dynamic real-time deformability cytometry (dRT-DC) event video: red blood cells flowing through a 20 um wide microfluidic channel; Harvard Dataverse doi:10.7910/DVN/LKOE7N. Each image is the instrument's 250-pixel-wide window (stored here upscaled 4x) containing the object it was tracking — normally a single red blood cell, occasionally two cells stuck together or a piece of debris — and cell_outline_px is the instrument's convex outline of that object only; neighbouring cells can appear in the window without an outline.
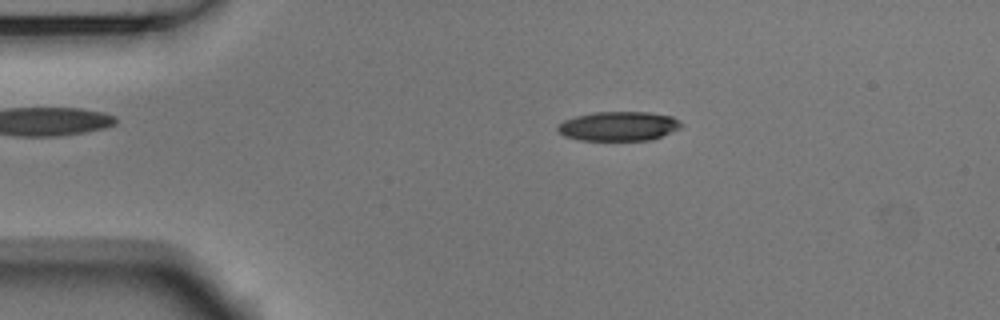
{"species": "Egyptian fruit bat (a non-hibernating species)", "species_latin": "Rousettus aegyptiacus", "temperature_condition": "room temperature", "stored_images_in_passage": 53, "camera_frame_rate_fps": 3000, "um_per_image_px": 0.085, "animal": {"sex": "male"}, "frame": {"image": 1, "passage_image": 10, "time_ms": 3.0, "image_size_px": [1000, 320], "cell_outline_px": [[684, 124], [680, 128], [652, 140], [580, 140], [564, 136], [556, 128], [564, 120], [576, 116], [592, 112], [648, 112], [672, 116], [680, 120]], "centroid_in_image_um": [52.61, 10.72], "position_along_channel_um": 32.4, "area_um2": 21.15}}
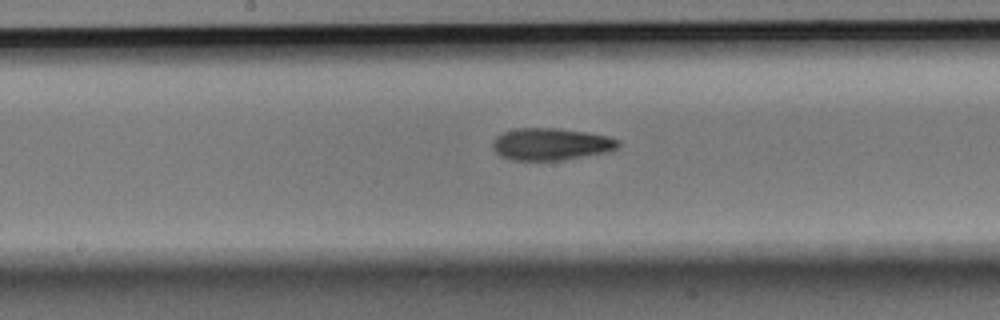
{"frame": {"image": 2, "passage_image": 27, "time_ms": 8.667, "image_size_px": [1000, 320], "cell_outline_px": [[620, 144], [612, 152], [564, 160], [512, 160], [500, 156], [492, 148], [492, 144], [496, 136], [504, 132], [516, 128], [556, 128], [584, 132], [608, 136], [620, 140]], "centroid_in_image_um": [46.86, 12.26], "position_along_channel_um": 201.3, "area_um2": 23.7}}
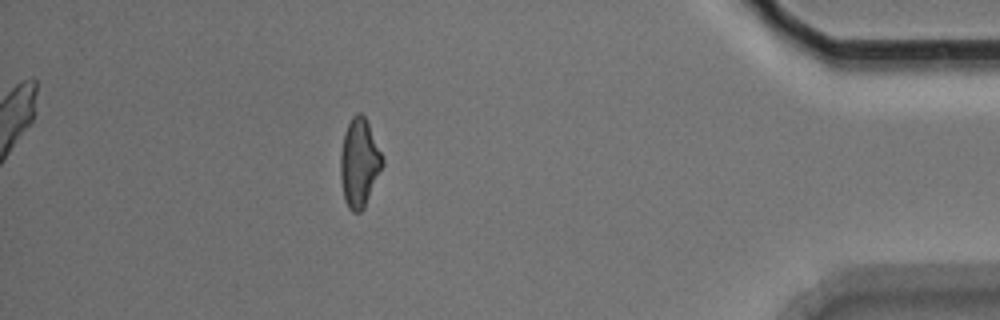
{"frame": {"image": 3, "passage_image": 47, "time_ms": 15.333, "image_size_px": [1000, 320], "cell_outline_px": [[384, 164], [364, 208], [360, 212], [352, 212], [348, 208], [344, 200], [340, 176], [340, 156], [344, 132], [352, 116], [356, 112], [360, 112], [364, 116], [368, 124], [384, 160]], "centroid_in_image_um": [30.52, 13.86], "position_along_channel_um": 404.7, "area_um2": 21.56}, "authors_computed_cell_mechanics": {"area_um2": 22.0796, "velocity_mm_per_s": 3.7463, "shape_relaxation_time_tau1_ms": 4.1007, "shape_relaxation_time_tau2_ms": 6.7523, "deformation_change_tau1": 0.1708, "deformation_change_tau2": 0.1741}}